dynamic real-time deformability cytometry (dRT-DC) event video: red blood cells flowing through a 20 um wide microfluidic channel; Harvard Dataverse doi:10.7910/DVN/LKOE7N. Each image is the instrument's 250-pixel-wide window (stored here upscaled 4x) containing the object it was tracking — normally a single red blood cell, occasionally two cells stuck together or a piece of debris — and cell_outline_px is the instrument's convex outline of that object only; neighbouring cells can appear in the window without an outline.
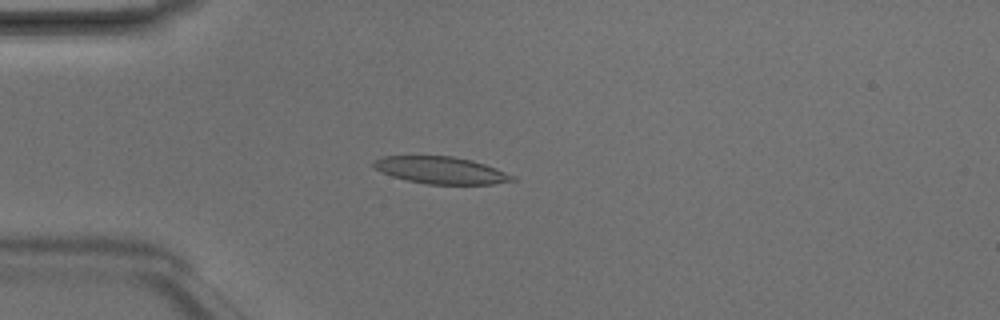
{"species": "Egyptian fruit bat (a non-hibernating species)", "species_latin": "Rousettus aegyptiacus", "temperature_condition": "room temperature", "stored_images_in_passage": 5, "camera_frame_rate_fps": 3000, "um_per_image_px": 0.085, "animal": {"sex": "male"}, "frame": {"image": 1, "passage_image": 4, "time_ms": 1.0, "image_size_px": [1000, 320], "cell_outline_px": [[516, 180], [492, 184], [428, 184], [408, 180], [392, 176], [376, 168], [372, 164], [372, 160], [384, 156], [452, 156], [472, 160], [496, 168], [516, 176]], "centroid_in_image_um": [37.51, 14.46], "position_along_channel_um": 47.5, "area_um2": 21.73}}